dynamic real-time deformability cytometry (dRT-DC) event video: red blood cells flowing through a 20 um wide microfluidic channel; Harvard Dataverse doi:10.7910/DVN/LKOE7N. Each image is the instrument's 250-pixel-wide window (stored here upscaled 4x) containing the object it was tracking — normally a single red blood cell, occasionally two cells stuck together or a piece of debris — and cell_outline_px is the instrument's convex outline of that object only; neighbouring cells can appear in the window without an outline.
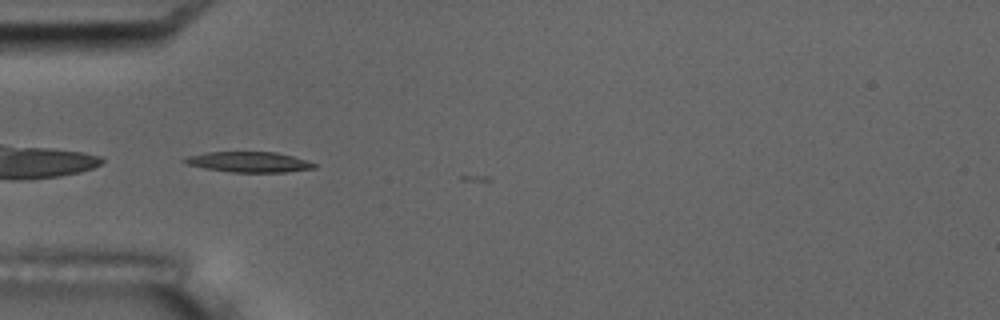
{"species": "common noctule bat (a hibernating species)", "species_latin": "Nyctalus noctula", "temperature_condition": "room temperature", "stored_images_in_passage": 6, "camera_frame_rate_fps": 3000, "um_per_image_px": 0.085, "animal": {"sex": "male", "body_mass_g": 17.5, "forearm_length_mm": 52.3}, "frame": {"image": 1, "passage_image": 5, "time_ms": 4.333, "image_size_px": [1000, 320], "cell_outline_px": [[316, 168], [284, 172], [232, 172], [204, 168], [188, 164], [180, 160], [188, 156], [204, 152], [276, 152], [292, 156], [316, 164]], "centroid_in_image_um": [21.12, 13.77], "position_along_channel_um": 63.9, "area_um2": 15.32}}